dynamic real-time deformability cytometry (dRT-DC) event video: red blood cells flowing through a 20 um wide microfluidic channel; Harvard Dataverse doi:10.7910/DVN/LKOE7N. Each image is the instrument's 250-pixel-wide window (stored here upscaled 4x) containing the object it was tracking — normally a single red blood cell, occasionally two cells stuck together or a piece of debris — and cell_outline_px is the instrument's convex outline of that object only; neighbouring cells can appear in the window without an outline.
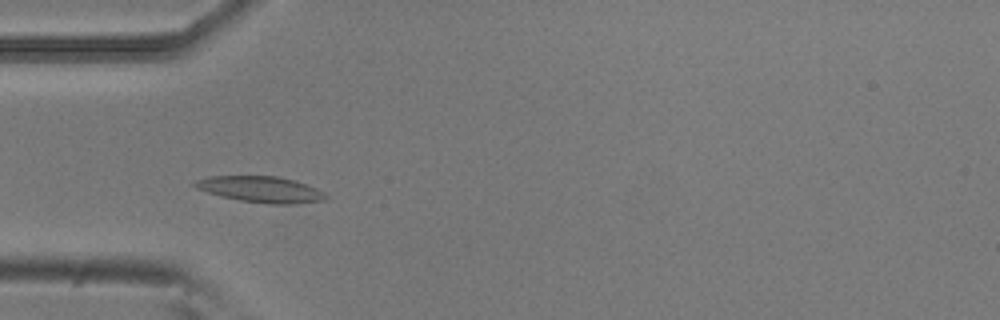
{"species": "common noctule bat (a hibernating species)", "species_latin": "Nyctalus noctula", "temperature_condition": "room temperature", "stored_images_in_passage": 41, "camera_frame_rate_fps": 3000, "um_per_image_px": 0.085, "animal": {"sex": "male", "body_mass_g": 20.5, "forearm_length_mm": 52.5}, "frame": {"image": 1, "passage_image": 12, "time_ms": 3.667, "image_size_px": [1000, 320], "cell_outline_px": [[328, 196], [324, 200], [292, 204], [268, 204], [240, 200], [220, 196], [196, 188], [192, 184], [196, 180], [208, 176], [280, 176], [296, 180], [316, 188], [324, 192]], "centroid_in_image_um": [22.17, 16.09], "position_along_channel_um": 62.8, "area_um2": 19.94}}
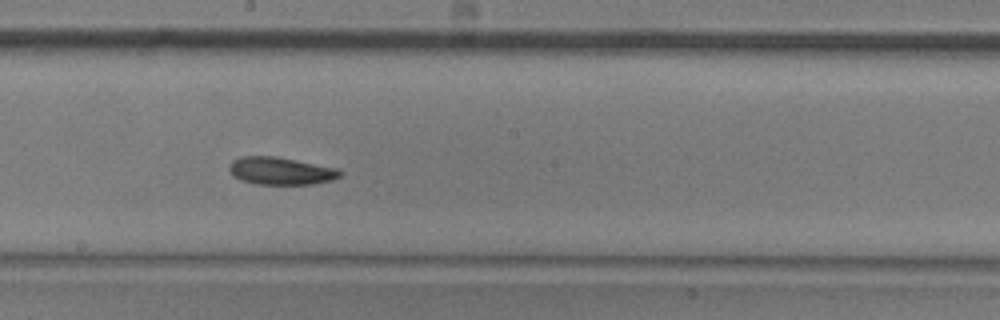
{"frame": {"image": 2, "passage_image": 25, "time_ms": 8.0, "image_size_px": [1000, 320], "cell_outline_px": [[344, 172], [340, 176], [332, 180], [312, 184], [256, 184], [240, 180], [232, 176], [228, 168], [228, 164], [232, 160], [240, 156], [276, 156], [336, 168]], "centroid_in_image_um": [23.81, 14.52], "position_along_channel_um": 224.4, "area_um2": 17.92}}
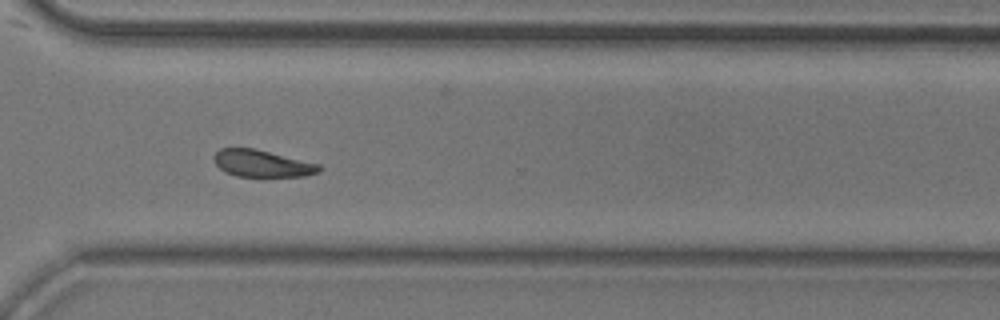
{"frame": {"image": 3, "passage_image": 35, "time_ms": 11.333, "image_size_px": [1000, 320], "cell_outline_px": [[324, 168], [320, 172], [304, 176], [236, 176], [224, 172], [216, 164], [212, 156], [220, 148], [256, 148], [320, 164]], "centroid_in_image_um": [22.3, 13.89], "position_along_channel_um": 348.3, "area_um2": 16.7}, "authors_computed_cell_mechanics": {"area_um2": 17.8024, "velocity_mm_per_s": 3.7348, "shape_relaxation_time_tau1_ms": 4.0361, "shape_relaxation_time_tau2_ms": 8.6124, "deformation_change_tau1": 0.1116, "deformation_change_tau2": 0.1511}}